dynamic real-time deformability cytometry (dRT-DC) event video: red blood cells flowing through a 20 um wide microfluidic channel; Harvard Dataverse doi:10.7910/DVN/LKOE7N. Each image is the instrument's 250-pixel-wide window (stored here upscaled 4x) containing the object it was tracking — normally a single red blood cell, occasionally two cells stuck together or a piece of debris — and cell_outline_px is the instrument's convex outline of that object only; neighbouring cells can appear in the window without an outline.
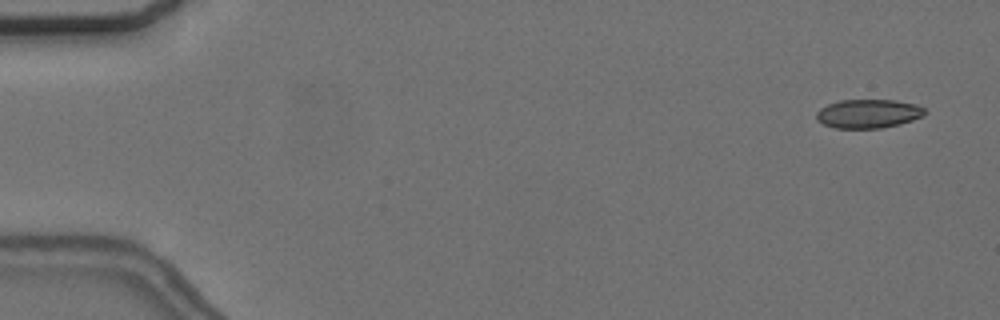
{"species": "common noctule bat (a hibernating species)", "species_latin": "Nyctalus noctula", "temperature_condition": "cold", "stored_images_in_passage": 54, "camera_frame_rate_fps": 3000, "um_per_image_px": 0.085, "animal": {"sex": "female", "body_mass_g": 24.6, "forearm_length_mm": 56.2}, "frame": {"image": 1, "passage_image": 1, "time_ms": 0.0, "image_size_px": [1000, 320], "cell_outline_px": [[928, 112], [924, 116], [900, 124], [880, 128], [836, 128], [824, 124], [816, 120], [816, 112], [820, 108], [828, 104], [840, 100], [896, 100], [916, 104], [924, 108]], "centroid_in_image_um": [73.82, 9.66], "position_along_channel_um": 11.2, "area_um2": 18.32}}
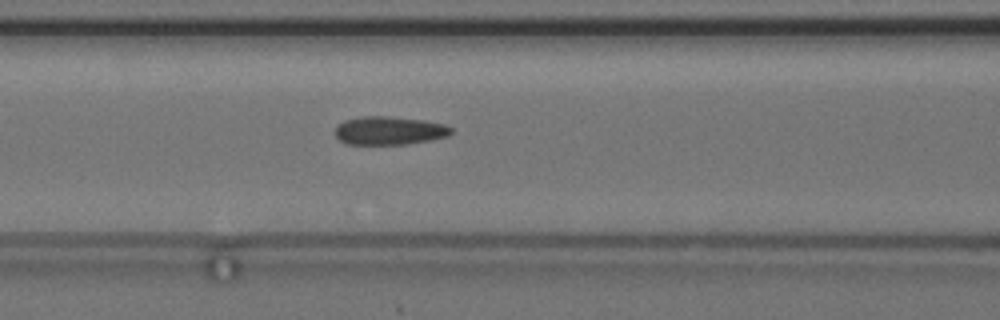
{"frame": {"image": 2, "passage_image": 22, "time_ms": 7.0, "image_size_px": [1000, 320], "cell_outline_px": [[452, 132], [448, 136], [428, 140], [404, 144], [344, 144], [336, 136], [336, 128], [344, 120], [364, 116], [388, 116], [424, 120], [444, 124], [452, 128]], "centroid_in_image_um": [33.09, 11.1], "position_along_channel_um": 133.5, "area_um2": 19.02}}
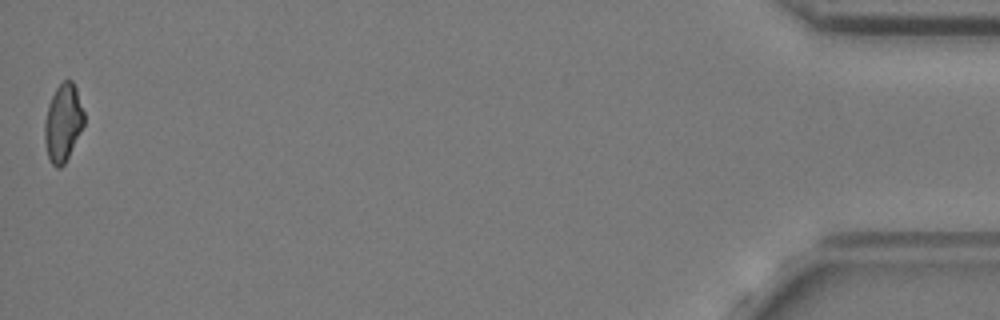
{"frame": {"image": 3, "passage_image": 54, "time_ms": 17.667, "image_size_px": [1000, 320], "cell_outline_px": [[84, 124], [64, 164], [60, 168], [56, 168], [48, 160], [44, 140], [44, 120], [48, 104], [56, 88], [64, 80], [72, 80], [76, 88], [84, 112]], "centroid_in_image_um": [5.33, 10.44], "position_along_channel_um": 429.9, "area_um2": 17.8}, "authors_computed_cell_mechanics": {"area_um2": 19.1896, "velocity_mm_per_s": 3.6716, "shape_relaxation_time_tau1_ms": null, "shape_relaxation_time_tau2_ms": 2.2674, "deformation_change_tau1": null, "deformation_change_tau2": 0.0718}}